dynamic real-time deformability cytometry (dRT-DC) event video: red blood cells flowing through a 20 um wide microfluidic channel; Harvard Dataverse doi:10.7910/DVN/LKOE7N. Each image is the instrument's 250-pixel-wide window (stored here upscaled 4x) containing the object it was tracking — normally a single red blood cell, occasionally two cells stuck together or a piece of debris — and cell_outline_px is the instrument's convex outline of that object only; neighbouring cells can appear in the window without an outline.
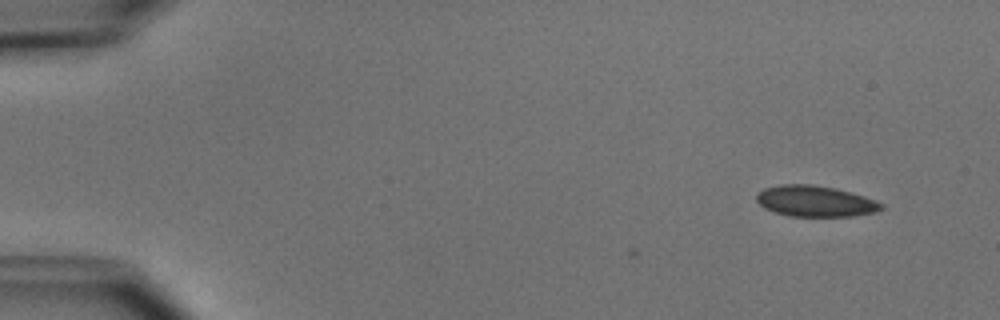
{"species": "common noctule bat (a hibernating species)", "species_latin": "Nyctalus noctula", "temperature_condition": "cold", "stored_images_in_passage": 2, "camera_frame_rate_fps": 3000, "um_per_image_px": 0.085, "animal": {"sex": "male", "body_mass_g": 15.6}, "frame": {"image": 1, "passage_image": 2, "time_ms": 1.0, "image_size_px": [1000, 320], "cell_outline_px": [[884, 208], [876, 212], [852, 216], [788, 216], [764, 208], [756, 200], [756, 192], [764, 188], [780, 184], [812, 184], [836, 188], [864, 196], [876, 200], [884, 204]], "centroid_in_image_um": [69.29, 17.09], "position_along_channel_um": 15.7, "area_um2": 22.72}}